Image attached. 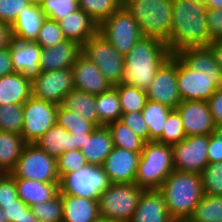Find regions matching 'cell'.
<instances>
[{"mask_svg":"<svg viewBox=\"0 0 222 222\" xmlns=\"http://www.w3.org/2000/svg\"><path fill=\"white\" fill-rule=\"evenodd\" d=\"M177 82L182 101H208L222 87V71L210 47L177 53Z\"/></svg>","mask_w":222,"mask_h":222,"instance_id":"6da1fadb","label":"cell"},{"mask_svg":"<svg viewBox=\"0 0 222 222\" xmlns=\"http://www.w3.org/2000/svg\"><path fill=\"white\" fill-rule=\"evenodd\" d=\"M206 6L191 0H173L172 25L167 47L171 55L185 48L209 47Z\"/></svg>","mask_w":222,"mask_h":222,"instance_id":"7a4b0ae2","label":"cell"},{"mask_svg":"<svg viewBox=\"0 0 222 222\" xmlns=\"http://www.w3.org/2000/svg\"><path fill=\"white\" fill-rule=\"evenodd\" d=\"M171 56L163 41L143 36L124 56V73L121 83L146 92L157 70Z\"/></svg>","mask_w":222,"mask_h":222,"instance_id":"3957f363","label":"cell"},{"mask_svg":"<svg viewBox=\"0 0 222 222\" xmlns=\"http://www.w3.org/2000/svg\"><path fill=\"white\" fill-rule=\"evenodd\" d=\"M158 190L174 221L187 220L204 196L201 174L193 172L173 170Z\"/></svg>","mask_w":222,"mask_h":222,"instance_id":"277c9868","label":"cell"},{"mask_svg":"<svg viewBox=\"0 0 222 222\" xmlns=\"http://www.w3.org/2000/svg\"><path fill=\"white\" fill-rule=\"evenodd\" d=\"M173 0H127L122 4L138 22L142 35L169 43Z\"/></svg>","mask_w":222,"mask_h":222,"instance_id":"5b68a950","label":"cell"},{"mask_svg":"<svg viewBox=\"0 0 222 222\" xmlns=\"http://www.w3.org/2000/svg\"><path fill=\"white\" fill-rule=\"evenodd\" d=\"M173 149L158 141L144 143L134 183L144 190L159 189L174 170Z\"/></svg>","mask_w":222,"mask_h":222,"instance_id":"8992f818","label":"cell"},{"mask_svg":"<svg viewBox=\"0 0 222 222\" xmlns=\"http://www.w3.org/2000/svg\"><path fill=\"white\" fill-rule=\"evenodd\" d=\"M144 191L135 183H110L99 196V212L110 222H130Z\"/></svg>","mask_w":222,"mask_h":222,"instance_id":"52a82bcc","label":"cell"},{"mask_svg":"<svg viewBox=\"0 0 222 222\" xmlns=\"http://www.w3.org/2000/svg\"><path fill=\"white\" fill-rule=\"evenodd\" d=\"M10 174L14 178L38 182H60L57 159L51 157L35 143H26L21 157Z\"/></svg>","mask_w":222,"mask_h":222,"instance_id":"ba28073f","label":"cell"},{"mask_svg":"<svg viewBox=\"0 0 222 222\" xmlns=\"http://www.w3.org/2000/svg\"><path fill=\"white\" fill-rule=\"evenodd\" d=\"M98 32L123 56L143 37L138 22L123 5L98 26Z\"/></svg>","mask_w":222,"mask_h":222,"instance_id":"9c48e42d","label":"cell"},{"mask_svg":"<svg viewBox=\"0 0 222 222\" xmlns=\"http://www.w3.org/2000/svg\"><path fill=\"white\" fill-rule=\"evenodd\" d=\"M82 53L98 66L113 87L121 83L124 56L101 33L97 32L82 46Z\"/></svg>","mask_w":222,"mask_h":222,"instance_id":"30bf717a","label":"cell"},{"mask_svg":"<svg viewBox=\"0 0 222 222\" xmlns=\"http://www.w3.org/2000/svg\"><path fill=\"white\" fill-rule=\"evenodd\" d=\"M109 184L102 166L88 164L75 172L65 174L60 179L59 192L99 200L100 194Z\"/></svg>","mask_w":222,"mask_h":222,"instance_id":"8fae6325","label":"cell"},{"mask_svg":"<svg viewBox=\"0 0 222 222\" xmlns=\"http://www.w3.org/2000/svg\"><path fill=\"white\" fill-rule=\"evenodd\" d=\"M58 105L31 96L23 104L21 136L26 143H35L56 124Z\"/></svg>","mask_w":222,"mask_h":222,"instance_id":"7c38bea8","label":"cell"},{"mask_svg":"<svg viewBox=\"0 0 222 222\" xmlns=\"http://www.w3.org/2000/svg\"><path fill=\"white\" fill-rule=\"evenodd\" d=\"M146 94L147 100L171 109H175L182 102L177 82V54L171 55L157 70Z\"/></svg>","mask_w":222,"mask_h":222,"instance_id":"4fadbf2b","label":"cell"},{"mask_svg":"<svg viewBox=\"0 0 222 222\" xmlns=\"http://www.w3.org/2000/svg\"><path fill=\"white\" fill-rule=\"evenodd\" d=\"M209 135L187 136L172 146L174 170L201 174L208 164Z\"/></svg>","mask_w":222,"mask_h":222,"instance_id":"5bb4252c","label":"cell"},{"mask_svg":"<svg viewBox=\"0 0 222 222\" xmlns=\"http://www.w3.org/2000/svg\"><path fill=\"white\" fill-rule=\"evenodd\" d=\"M32 96L61 105L64 97L74 89L72 68L41 72L31 80Z\"/></svg>","mask_w":222,"mask_h":222,"instance_id":"9a60e30c","label":"cell"},{"mask_svg":"<svg viewBox=\"0 0 222 222\" xmlns=\"http://www.w3.org/2000/svg\"><path fill=\"white\" fill-rule=\"evenodd\" d=\"M186 136L211 135L217 128L208 101H182L176 108Z\"/></svg>","mask_w":222,"mask_h":222,"instance_id":"2e32d148","label":"cell"},{"mask_svg":"<svg viewBox=\"0 0 222 222\" xmlns=\"http://www.w3.org/2000/svg\"><path fill=\"white\" fill-rule=\"evenodd\" d=\"M74 89L92 95H100L113 86L101 73L98 66L82 52L72 65Z\"/></svg>","mask_w":222,"mask_h":222,"instance_id":"e0dca14e","label":"cell"},{"mask_svg":"<svg viewBox=\"0 0 222 222\" xmlns=\"http://www.w3.org/2000/svg\"><path fill=\"white\" fill-rule=\"evenodd\" d=\"M141 152L113 147L102 167L110 183H134Z\"/></svg>","mask_w":222,"mask_h":222,"instance_id":"ac0fdd59","label":"cell"},{"mask_svg":"<svg viewBox=\"0 0 222 222\" xmlns=\"http://www.w3.org/2000/svg\"><path fill=\"white\" fill-rule=\"evenodd\" d=\"M14 72L32 80L40 73V55L42 48L35 41H21L14 37L9 44Z\"/></svg>","mask_w":222,"mask_h":222,"instance_id":"d6986e66","label":"cell"},{"mask_svg":"<svg viewBox=\"0 0 222 222\" xmlns=\"http://www.w3.org/2000/svg\"><path fill=\"white\" fill-rule=\"evenodd\" d=\"M130 222H174L158 189L144 190Z\"/></svg>","mask_w":222,"mask_h":222,"instance_id":"ffe728a7","label":"cell"},{"mask_svg":"<svg viewBox=\"0 0 222 222\" xmlns=\"http://www.w3.org/2000/svg\"><path fill=\"white\" fill-rule=\"evenodd\" d=\"M82 46L72 40H65L53 47L42 48L40 55L41 72L72 68Z\"/></svg>","mask_w":222,"mask_h":222,"instance_id":"44dd1931","label":"cell"},{"mask_svg":"<svg viewBox=\"0 0 222 222\" xmlns=\"http://www.w3.org/2000/svg\"><path fill=\"white\" fill-rule=\"evenodd\" d=\"M58 23L65 38L81 46L98 32V24L81 8L65 16Z\"/></svg>","mask_w":222,"mask_h":222,"instance_id":"7402d4cb","label":"cell"},{"mask_svg":"<svg viewBox=\"0 0 222 222\" xmlns=\"http://www.w3.org/2000/svg\"><path fill=\"white\" fill-rule=\"evenodd\" d=\"M63 222H96L101 218L95 199L62 194Z\"/></svg>","mask_w":222,"mask_h":222,"instance_id":"603a6c76","label":"cell"},{"mask_svg":"<svg viewBox=\"0 0 222 222\" xmlns=\"http://www.w3.org/2000/svg\"><path fill=\"white\" fill-rule=\"evenodd\" d=\"M111 134L106 126L96 127L91 134H86L80 149L89 165L102 166L113 149Z\"/></svg>","mask_w":222,"mask_h":222,"instance_id":"cb8c5ba5","label":"cell"},{"mask_svg":"<svg viewBox=\"0 0 222 222\" xmlns=\"http://www.w3.org/2000/svg\"><path fill=\"white\" fill-rule=\"evenodd\" d=\"M45 18L40 5L31 3L19 13L11 25L12 37L21 41H36Z\"/></svg>","mask_w":222,"mask_h":222,"instance_id":"d4e9b609","label":"cell"},{"mask_svg":"<svg viewBox=\"0 0 222 222\" xmlns=\"http://www.w3.org/2000/svg\"><path fill=\"white\" fill-rule=\"evenodd\" d=\"M32 96L31 80L14 72L0 77V105H23Z\"/></svg>","mask_w":222,"mask_h":222,"instance_id":"484cf974","label":"cell"},{"mask_svg":"<svg viewBox=\"0 0 222 222\" xmlns=\"http://www.w3.org/2000/svg\"><path fill=\"white\" fill-rule=\"evenodd\" d=\"M18 198L29 207L52 199L59 192L60 182H38L15 178Z\"/></svg>","mask_w":222,"mask_h":222,"instance_id":"4316f807","label":"cell"},{"mask_svg":"<svg viewBox=\"0 0 222 222\" xmlns=\"http://www.w3.org/2000/svg\"><path fill=\"white\" fill-rule=\"evenodd\" d=\"M56 124L65 128L70 134H74V146L81 149L86 139V134H91L96 126L85 120L82 115L58 106L56 113Z\"/></svg>","mask_w":222,"mask_h":222,"instance_id":"83f0119b","label":"cell"},{"mask_svg":"<svg viewBox=\"0 0 222 222\" xmlns=\"http://www.w3.org/2000/svg\"><path fill=\"white\" fill-rule=\"evenodd\" d=\"M35 144L55 159H58L66 151L76 150L74 134H70L57 124L52 126Z\"/></svg>","mask_w":222,"mask_h":222,"instance_id":"f1b7e54d","label":"cell"},{"mask_svg":"<svg viewBox=\"0 0 222 222\" xmlns=\"http://www.w3.org/2000/svg\"><path fill=\"white\" fill-rule=\"evenodd\" d=\"M61 106L82 115L85 120L99 127L96 95L73 89L64 97Z\"/></svg>","mask_w":222,"mask_h":222,"instance_id":"f546056e","label":"cell"},{"mask_svg":"<svg viewBox=\"0 0 222 222\" xmlns=\"http://www.w3.org/2000/svg\"><path fill=\"white\" fill-rule=\"evenodd\" d=\"M25 145L26 142L21 134L0 131V169L2 171L10 174L14 170Z\"/></svg>","mask_w":222,"mask_h":222,"instance_id":"4dcf8cb0","label":"cell"},{"mask_svg":"<svg viewBox=\"0 0 222 222\" xmlns=\"http://www.w3.org/2000/svg\"><path fill=\"white\" fill-rule=\"evenodd\" d=\"M96 110L98 113L99 126L120 120L122 111L117 89L112 87L106 92L96 95Z\"/></svg>","mask_w":222,"mask_h":222,"instance_id":"1f68e13d","label":"cell"},{"mask_svg":"<svg viewBox=\"0 0 222 222\" xmlns=\"http://www.w3.org/2000/svg\"><path fill=\"white\" fill-rule=\"evenodd\" d=\"M172 109L158 102L147 100L142 116L149 128V141H157L163 131L164 123Z\"/></svg>","mask_w":222,"mask_h":222,"instance_id":"d6a6232c","label":"cell"},{"mask_svg":"<svg viewBox=\"0 0 222 222\" xmlns=\"http://www.w3.org/2000/svg\"><path fill=\"white\" fill-rule=\"evenodd\" d=\"M106 127L111 134L114 147L131 152H141L143 150L145 141L120 120L109 123Z\"/></svg>","mask_w":222,"mask_h":222,"instance_id":"836d02e7","label":"cell"},{"mask_svg":"<svg viewBox=\"0 0 222 222\" xmlns=\"http://www.w3.org/2000/svg\"><path fill=\"white\" fill-rule=\"evenodd\" d=\"M190 222H222V195H205L188 218Z\"/></svg>","mask_w":222,"mask_h":222,"instance_id":"e575fe53","label":"cell"},{"mask_svg":"<svg viewBox=\"0 0 222 222\" xmlns=\"http://www.w3.org/2000/svg\"><path fill=\"white\" fill-rule=\"evenodd\" d=\"M114 87L117 89L122 113L141 112L143 110L147 102L146 92L123 83Z\"/></svg>","mask_w":222,"mask_h":222,"instance_id":"d590c367","label":"cell"},{"mask_svg":"<svg viewBox=\"0 0 222 222\" xmlns=\"http://www.w3.org/2000/svg\"><path fill=\"white\" fill-rule=\"evenodd\" d=\"M122 4L118 0H79L78 8L87 13L98 26Z\"/></svg>","mask_w":222,"mask_h":222,"instance_id":"8d00e7d4","label":"cell"},{"mask_svg":"<svg viewBox=\"0 0 222 222\" xmlns=\"http://www.w3.org/2000/svg\"><path fill=\"white\" fill-rule=\"evenodd\" d=\"M39 222H63L62 194L58 192L52 199L30 207Z\"/></svg>","mask_w":222,"mask_h":222,"instance_id":"74e56055","label":"cell"},{"mask_svg":"<svg viewBox=\"0 0 222 222\" xmlns=\"http://www.w3.org/2000/svg\"><path fill=\"white\" fill-rule=\"evenodd\" d=\"M23 127V105H0V131L20 134Z\"/></svg>","mask_w":222,"mask_h":222,"instance_id":"f35d334b","label":"cell"},{"mask_svg":"<svg viewBox=\"0 0 222 222\" xmlns=\"http://www.w3.org/2000/svg\"><path fill=\"white\" fill-rule=\"evenodd\" d=\"M186 137L181 116L176 109H172L164 123L162 135L157 141L173 146Z\"/></svg>","mask_w":222,"mask_h":222,"instance_id":"ab89813d","label":"cell"},{"mask_svg":"<svg viewBox=\"0 0 222 222\" xmlns=\"http://www.w3.org/2000/svg\"><path fill=\"white\" fill-rule=\"evenodd\" d=\"M201 178L205 195H222V162L208 163Z\"/></svg>","mask_w":222,"mask_h":222,"instance_id":"60d3db41","label":"cell"},{"mask_svg":"<svg viewBox=\"0 0 222 222\" xmlns=\"http://www.w3.org/2000/svg\"><path fill=\"white\" fill-rule=\"evenodd\" d=\"M67 40L56 20L45 18L42 22L36 43L41 48H50Z\"/></svg>","mask_w":222,"mask_h":222,"instance_id":"b9f144b4","label":"cell"},{"mask_svg":"<svg viewBox=\"0 0 222 222\" xmlns=\"http://www.w3.org/2000/svg\"><path fill=\"white\" fill-rule=\"evenodd\" d=\"M79 0H42L39 5L46 18L57 22L78 9Z\"/></svg>","mask_w":222,"mask_h":222,"instance_id":"7bdbcfd3","label":"cell"},{"mask_svg":"<svg viewBox=\"0 0 222 222\" xmlns=\"http://www.w3.org/2000/svg\"><path fill=\"white\" fill-rule=\"evenodd\" d=\"M87 160L80 149L64 152L57 159V171L60 179L65 175L87 166Z\"/></svg>","mask_w":222,"mask_h":222,"instance_id":"ee69618b","label":"cell"},{"mask_svg":"<svg viewBox=\"0 0 222 222\" xmlns=\"http://www.w3.org/2000/svg\"><path fill=\"white\" fill-rule=\"evenodd\" d=\"M31 3L30 0H0V22L11 26L19 13Z\"/></svg>","mask_w":222,"mask_h":222,"instance_id":"f6af8a7d","label":"cell"},{"mask_svg":"<svg viewBox=\"0 0 222 222\" xmlns=\"http://www.w3.org/2000/svg\"><path fill=\"white\" fill-rule=\"evenodd\" d=\"M120 121L145 142L149 141V128L144 121L142 112L122 113Z\"/></svg>","mask_w":222,"mask_h":222,"instance_id":"bcb514c9","label":"cell"},{"mask_svg":"<svg viewBox=\"0 0 222 222\" xmlns=\"http://www.w3.org/2000/svg\"><path fill=\"white\" fill-rule=\"evenodd\" d=\"M207 157L208 163L222 162V127H217L209 135Z\"/></svg>","mask_w":222,"mask_h":222,"instance_id":"7dc6e473","label":"cell"},{"mask_svg":"<svg viewBox=\"0 0 222 222\" xmlns=\"http://www.w3.org/2000/svg\"><path fill=\"white\" fill-rule=\"evenodd\" d=\"M18 199L15 178L7 174L0 182V204L14 203Z\"/></svg>","mask_w":222,"mask_h":222,"instance_id":"c3c4849f","label":"cell"},{"mask_svg":"<svg viewBox=\"0 0 222 222\" xmlns=\"http://www.w3.org/2000/svg\"><path fill=\"white\" fill-rule=\"evenodd\" d=\"M207 29L212 41L222 38V10L208 9Z\"/></svg>","mask_w":222,"mask_h":222,"instance_id":"681fc988","label":"cell"},{"mask_svg":"<svg viewBox=\"0 0 222 222\" xmlns=\"http://www.w3.org/2000/svg\"><path fill=\"white\" fill-rule=\"evenodd\" d=\"M0 207L3 209L5 219H8V222L18 220L30 208L20 198L16 199L14 203L0 204Z\"/></svg>","mask_w":222,"mask_h":222,"instance_id":"f907efd6","label":"cell"},{"mask_svg":"<svg viewBox=\"0 0 222 222\" xmlns=\"http://www.w3.org/2000/svg\"><path fill=\"white\" fill-rule=\"evenodd\" d=\"M208 104L217 127H222V87L209 98Z\"/></svg>","mask_w":222,"mask_h":222,"instance_id":"816d5d0a","label":"cell"},{"mask_svg":"<svg viewBox=\"0 0 222 222\" xmlns=\"http://www.w3.org/2000/svg\"><path fill=\"white\" fill-rule=\"evenodd\" d=\"M14 73L9 47L0 50V77Z\"/></svg>","mask_w":222,"mask_h":222,"instance_id":"f5cc1de1","label":"cell"},{"mask_svg":"<svg viewBox=\"0 0 222 222\" xmlns=\"http://www.w3.org/2000/svg\"><path fill=\"white\" fill-rule=\"evenodd\" d=\"M11 38V26L0 22V50L9 47Z\"/></svg>","mask_w":222,"mask_h":222,"instance_id":"db71d44e","label":"cell"},{"mask_svg":"<svg viewBox=\"0 0 222 222\" xmlns=\"http://www.w3.org/2000/svg\"><path fill=\"white\" fill-rule=\"evenodd\" d=\"M209 47L214 52L217 64L222 71V38L213 40Z\"/></svg>","mask_w":222,"mask_h":222,"instance_id":"11a10c76","label":"cell"},{"mask_svg":"<svg viewBox=\"0 0 222 222\" xmlns=\"http://www.w3.org/2000/svg\"><path fill=\"white\" fill-rule=\"evenodd\" d=\"M14 222H39V220L34 216L32 209L29 208L25 214H23L18 220Z\"/></svg>","mask_w":222,"mask_h":222,"instance_id":"9f6ffc18","label":"cell"},{"mask_svg":"<svg viewBox=\"0 0 222 222\" xmlns=\"http://www.w3.org/2000/svg\"><path fill=\"white\" fill-rule=\"evenodd\" d=\"M208 9L222 10V0H206Z\"/></svg>","mask_w":222,"mask_h":222,"instance_id":"6f0895ef","label":"cell"},{"mask_svg":"<svg viewBox=\"0 0 222 222\" xmlns=\"http://www.w3.org/2000/svg\"><path fill=\"white\" fill-rule=\"evenodd\" d=\"M0 222H8V219H5L4 211L0 207Z\"/></svg>","mask_w":222,"mask_h":222,"instance_id":"680465c9","label":"cell"},{"mask_svg":"<svg viewBox=\"0 0 222 222\" xmlns=\"http://www.w3.org/2000/svg\"><path fill=\"white\" fill-rule=\"evenodd\" d=\"M194 3L206 6V0H191Z\"/></svg>","mask_w":222,"mask_h":222,"instance_id":"91938a15","label":"cell"},{"mask_svg":"<svg viewBox=\"0 0 222 222\" xmlns=\"http://www.w3.org/2000/svg\"><path fill=\"white\" fill-rule=\"evenodd\" d=\"M6 175H7V173L0 169V182Z\"/></svg>","mask_w":222,"mask_h":222,"instance_id":"94428289","label":"cell"},{"mask_svg":"<svg viewBox=\"0 0 222 222\" xmlns=\"http://www.w3.org/2000/svg\"><path fill=\"white\" fill-rule=\"evenodd\" d=\"M32 3H37L39 4L42 0H30Z\"/></svg>","mask_w":222,"mask_h":222,"instance_id":"6125c7cd","label":"cell"},{"mask_svg":"<svg viewBox=\"0 0 222 222\" xmlns=\"http://www.w3.org/2000/svg\"><path fill=\"white\" fill-rule=\"evenodd\" d=\"M96 222H110V221H107V220H105V219L100 218V219L97 220Z\"/></svg>","mask_w":222,"mask_h":222,"instance_id":"be15d7a7","label":"cell"},{"mask_svg":"<svg viewBox=\"0 0 222 222\" xmlns=\"http://www.w3.org/2000/svg\"><path fill=\"white\" fill-rule=\"evenodd\" d=\"M174 222H190V221L187 219V220H177V221H174Z\"/></svg>","mask_w":222,"mask_h":222,"instance_id":"e7e4bbea","label":"cell"},{"mask_svg":"<svg viewBox=\"0 0 222 222\" xmlns=\"http://www.w3.org/2000/svg\"><path fill=\"white\" fill-rule=\"evenodd\" d=\"M121 4H124L127 0H118Z\"/></svg>","mask_w":222,"mask_h":222,"instance_id":"03108f58","label":"cell"}]
</instances>
